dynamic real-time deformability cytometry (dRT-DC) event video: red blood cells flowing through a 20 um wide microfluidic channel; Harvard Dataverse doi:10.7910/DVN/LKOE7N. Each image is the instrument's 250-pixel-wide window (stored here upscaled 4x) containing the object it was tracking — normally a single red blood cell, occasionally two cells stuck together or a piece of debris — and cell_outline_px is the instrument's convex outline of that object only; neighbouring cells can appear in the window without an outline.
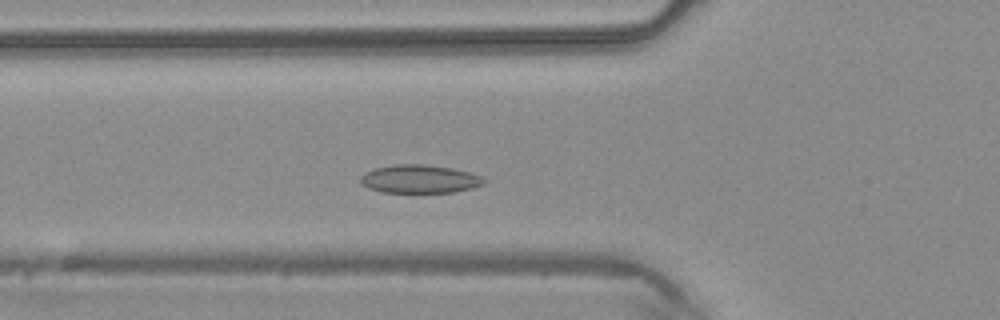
{"species": "common noctule bat (a hibernating species)", "species_latin": "Nyctalus noctula", "temperature_condition": "warm", "stored_images_in_passage": 39, "camera_frame_rate_fps": 3000, "um_per_image_px": 0.085, "animal": {"sex": "male", "body_mass_g": 20.4}, "frame": {"image": 1, "passage_image": 9, "time_ms": 2.667, "image_size_px": [1000, 320], "cell_outline_px": [[488, 180], [484, 184], [472, 188], [452, 192], [380, 192], [368, 188], [360, 184], [360, 176], [364, 172], [376, 168], [392, 164], [424, 164], [452, 168], [472, 172], [484, 176]], "centroid_in_image_um": [35.69, 15.21], "position_along_channel_um": 90.1, "area_um2": 20.69}}
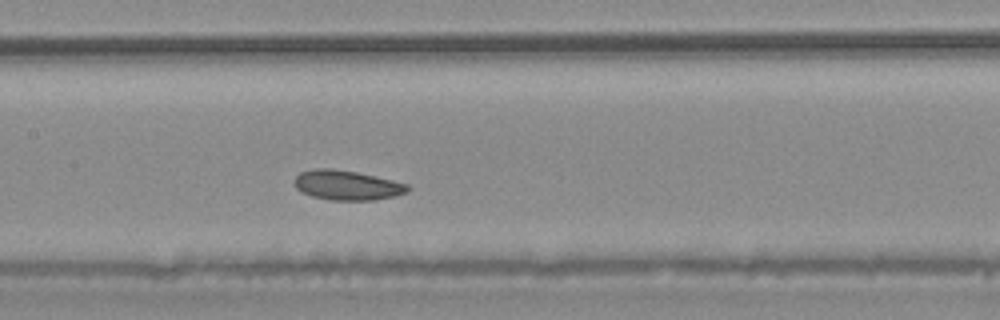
{"frame": {"image": 2, "passage_image": 15, "time_ms": 4.667, "image_size_px": [1000, 320], "cell_outline_px": [[412, 188], [408, 192], [396, 196], [372, 200], [332, 200], [312, 196], [296, 188], [292, 180], [300, 172], [312, 168], [332, 168], [356, 172], [392, 180], [408, 184]], "centroid_in_image_um": [29.5, 15.73], "position_along_channel_um": 177.9, "area_um2": 19.71}}
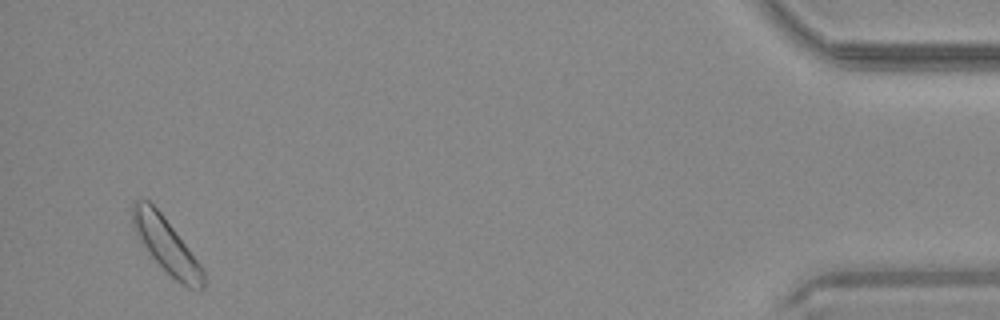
{"frame": {"image": 3, "passage_image": 37, "time_ms": 12.0, "image_size_px": [1000, 320], "cell_outline_px": [[204, 292], [200, 292], [188, 288], [180, 284], [152, 256], [132, 228], [132, 200], [148, 200], [164, 216], [204, 268]], "centroid_in_image_um": [14.17, 20.87], "position_along_channel_um": 421.0, "area_um2": 22.6}}